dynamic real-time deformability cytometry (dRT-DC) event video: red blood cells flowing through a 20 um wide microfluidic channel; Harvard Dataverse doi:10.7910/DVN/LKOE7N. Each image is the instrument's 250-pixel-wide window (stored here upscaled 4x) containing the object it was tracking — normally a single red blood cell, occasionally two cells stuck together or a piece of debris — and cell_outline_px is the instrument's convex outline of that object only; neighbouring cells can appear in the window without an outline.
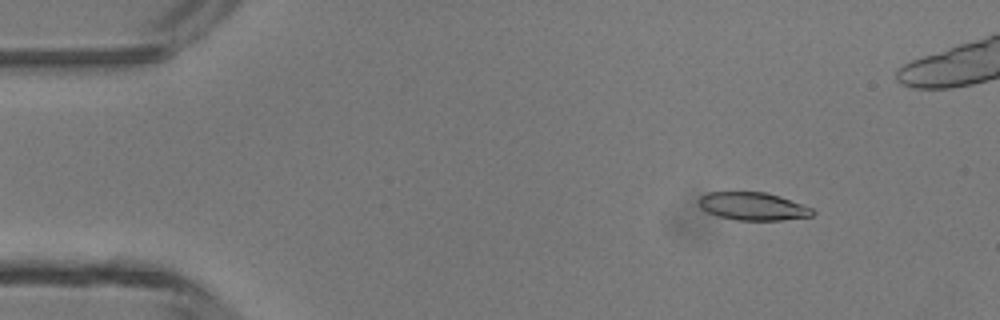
{"species": "common noctule bat (a hibernating species)", "species_latin": "Nyctalus noctula", "temperature_condition": "room temperature", "stored_images_in_passage": 4, "camera_frame_rate_fps": 3000, "um_per_image_px": 0.085, "animal": {"sex": "male", "body_mass_g": 13.3}, "frame": {"image": 1, "passage_image": 2, "time_ms": 1.333, "image_size_px": [1000, 320], "cell_outline_px": [[816, 212], [812, 216], [784, 220], [736, 220], [716, 216], [700, 208], [700, 196], [708, 192], [768, 192], [780, 196], [812, 208]], "centroid_in_image_um": [64.01, 17.54], "position_along_channel_um": 21.0, "area_um2": 18.55}}